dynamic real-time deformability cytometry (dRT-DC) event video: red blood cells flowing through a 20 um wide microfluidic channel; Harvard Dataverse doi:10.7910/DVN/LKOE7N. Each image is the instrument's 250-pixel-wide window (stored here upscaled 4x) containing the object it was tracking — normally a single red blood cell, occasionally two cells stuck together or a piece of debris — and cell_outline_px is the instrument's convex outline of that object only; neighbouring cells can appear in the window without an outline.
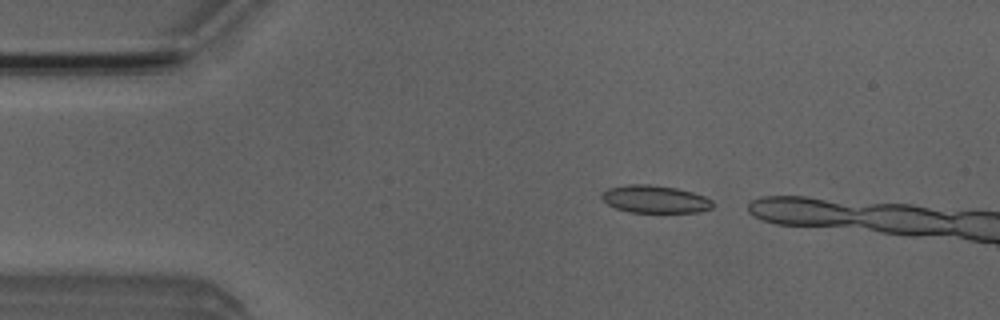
{"species": "Egyptian fruit bat (a non-hibernating species)", "species_latin": "Rousettus aegyptiacus", "temperature_condition": "room temperature", "stored_images_in_passage": 4, "camera_frame_rate_fps": 3000, "um_per_image_px": 0.085, "animal": {"sex": "male"}, "frame": {"image": 1, "passage_image": 1, "time_ms": 0.0, "image_size_px": [1000, 320], "cell_outline_px": [[712, 208], [700, 212], [628, 212], [616, 208], [608, 204], [600, 196], [600, 192], [608, 188], [628, 184], [648, 184], [676, 188], [692, 192], [704, 196], [712, 200]], "centroid_in_image_um": [55.64, 16.92], "position_along_channel_um": 29.4, "area_um2": 17.86}}